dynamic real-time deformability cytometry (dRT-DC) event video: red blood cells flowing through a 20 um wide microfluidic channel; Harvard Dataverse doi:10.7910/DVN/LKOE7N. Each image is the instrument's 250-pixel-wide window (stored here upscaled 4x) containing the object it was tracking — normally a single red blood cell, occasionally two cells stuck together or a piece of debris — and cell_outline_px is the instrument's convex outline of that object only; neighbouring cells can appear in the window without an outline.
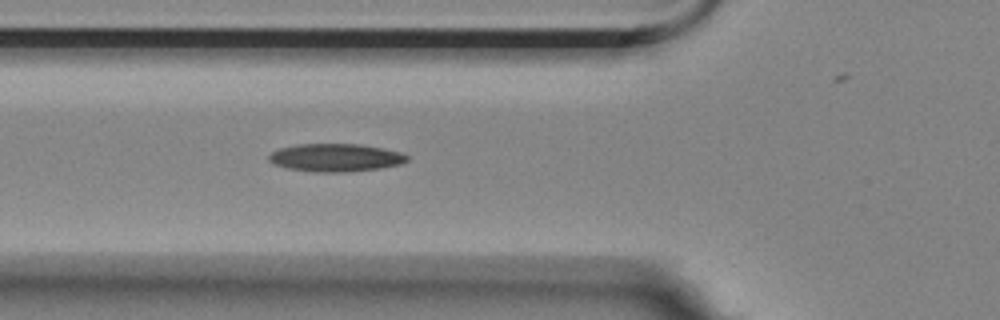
{"species": "Egyptian fruit bat (a non-hibernating species)", "species_latin": "Rousettus aegyptiacus", "temperature_condition": "room temperature", "stored_images_in_passage": 2, "camera_frame_rate_fps": 3000, "um_per_image_px": 0.085, "animal": {"sex": "female"}, "frame": {"image": 1, "passage_image": 2, "time_ms": 1.0, "image_size_px": [1000, 320], "cell_outline_px": [[408, 160], [400, 164], [380, 168], [348, 172], [316, 172], [288, 168], [272, 164], [268, 160], [268, 156], [272, 152], [280, 148], [296, 144], [360, 144], [384, 148], [400, 152], [408, 156]], "centroid_in_image_um": [28.51, 13.39], "position_along_channel_um": 97.3, "area_um2": 22.54}}